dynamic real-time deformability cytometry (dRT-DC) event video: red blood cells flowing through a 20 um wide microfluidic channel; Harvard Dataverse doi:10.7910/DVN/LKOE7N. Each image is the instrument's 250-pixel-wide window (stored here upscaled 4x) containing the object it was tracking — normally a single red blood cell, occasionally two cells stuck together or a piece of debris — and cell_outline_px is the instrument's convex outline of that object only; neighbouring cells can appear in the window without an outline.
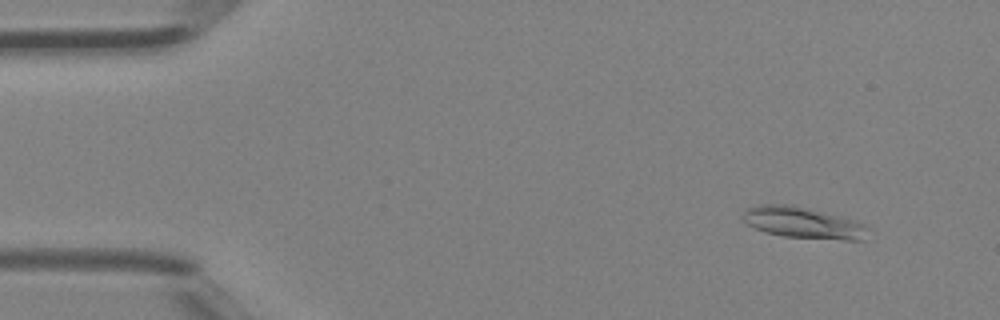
{"species": "Egyptian fruit bat (a non-hibernating species)", "species_latin": "Rousettus aegyptiacus", "temperature_condition": "room temperature", "stored_images_in_passage": 5, "camera_frame_rate_fps": 3000, "um_per_image_px": 0.085, "animal": {"sex": "female"}, "frame": {"image": 1, "passage_image": 2, "time_ms": 0.333, "image_size_px": [1000, 320], "cell_outline_px": [[872, 228], [864, 240], [844, 240], [784, 236], [764, 232], [748, 224], [744, 220], [744, 212], [748, 208], [760, 204], [792, 204], [864, 224]], "centroid_in_image_um": [68.29, 18.95], "position_along_channel_um": 16.7, "area_um2": 22.48}}